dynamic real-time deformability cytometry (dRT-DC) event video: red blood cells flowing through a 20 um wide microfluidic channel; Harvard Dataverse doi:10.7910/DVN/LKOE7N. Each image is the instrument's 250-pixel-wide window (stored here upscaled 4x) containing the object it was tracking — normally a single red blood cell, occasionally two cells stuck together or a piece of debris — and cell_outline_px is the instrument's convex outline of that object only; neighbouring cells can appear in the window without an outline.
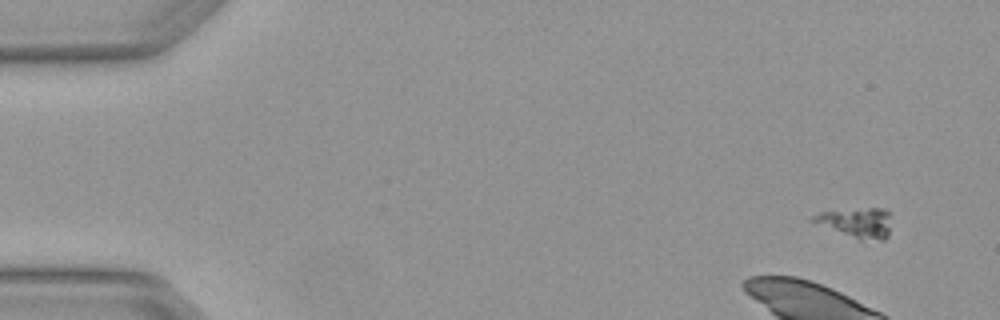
{"species": "Egyptian fruit bat (a non-hibernating species)", "species_latin": "Rousettus aegyptiacus", "temperature_condition": "warm", "stored_images_in_passage": 4, "camera_frame_rate_fps": 3000, "um_per_image_px": 0.085, "animal": {"sex": "female"}, "frame": {"image": 1, "passage_image": 1, "time_ms": 0.0, "image_size_px": [1000, 320], "cell_outline_px": [[892, 212], [888, 236], [884, 240], [860, 240], [808, 220], [812, 216], [820, 212], [868, 208], [884, 208]], "centroid_in_image_um": [72.87, 18.92], "position_along_channel_um": 12.1, "area_um2": 13.7}}